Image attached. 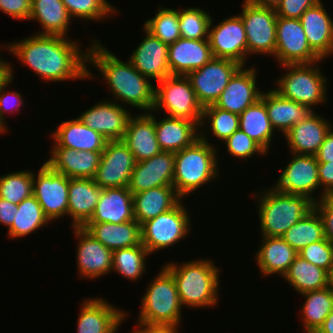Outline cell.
<instances>
[{"label": "cell", "mask_w": 333, "mask_h": 333, "mask_svg": "<svg viewBox=\"0 0 333 333\" xmlns=\"http://www.w3.org/2000/svg\"><path fill=\"white\" fill-rule=\"evenodd\" d=\"M78 42L65 36L33 34L5 46L3 44V47L43 81L61 83L95 76L87 66L88 48L84 50Z\"/></svg>", "instance_id": "obj_1"}, {"label": "cell", "mask_w": 333, "mask_h": 333, "mask_svg": "<svg viewBox=\"0 0 333 333\" xmlns=\"http://www.w3.org/2000/svg\"><path fill=\"white\" fill-rule=\"evenodd\" d=\"M91 42L87 49L88 65H94L102 74L109 86L107 89L113 95L112 101L138 108L145 113L152 111L155 103L154 81L138 72L128 59L126 62L118 59L108 48L103 47L100 43L102 41L94 39Z\"/></svg>", "instance_id": "obj_2"}, {"label": "cell", "mask_w": 333, "mask_h": 333, "mask_svg": "<svg viewBox=\"0 0 333 333\" xmlns=\"http://www.w3.org/2000/svg\"><path fill=\"white\" fill-rule=\"evenodd\" d=\"M173 276L182 306L207 308L215 306L220 295V270L211 259L174 261L163 265Z\"/></svg>", "instance_id": "obj_3"}, {"label": "cell", "mask_w": 333, "mask_h": 333, "mask_svg": "<svg viewBox=\"0 0 333 333\" xmlns=\"http://www.w3.org/2000/svg\"><path fill=\"white\" fill-rule=\"evenodd\" d=\"M206 134L201 129L199 139L175 153L173 187L182 199L221 176L218 151Z\"/></svg>", "instance_id": "obj_4"}, {"label": "cell", "mask_w": 333, "mask_h": 333, "mask_svg": "<svg viewBox=\"0 0 333 333\" xmlns=\"http://www.w3.org/2000/svg\"><path fill=\"white\" fill-rule=\"evenodd\" d=\"M263 188L262 193L252 194L259 202L256 208L262 237H282L314 209V202L306 196L286 194L274 187Z\"/></svg>", "instance_id": "obj_5"}, {"label": "cell", "mask_w": 333, "mask_h": 333, "mask_svg": "<svg viewBox=\"0 0 333 333\" xmlns=\"http://www.w3.org/2000/svg\"><path fill=\"white\" fill-rule=\"evenodd\" d=\"M145 290L136 324L179 328L183 306L172 274L163 266Z\"/></svg>", "instance_id": "obj_6"}, {"label": "cell", "mask_w": 333, "mask_h": 333, "mask_svg": "<svg viewBox=\"0 0 333 333\" xmlns=\"http://www.w3.org/2000/svg\"><path fill=\"white\" fill-rule=\"evenodd\" d=\"M322 61L309 64L281 65L283 75L275 80L277 88H272L280 96L310 107L314 110L317 105H324L327 96V77L324 76L321 66ZM285 74V75H284Z\"/></svg>", "instance_id": "obj_7"}, {"label": "cell", "mask_w": 333, "mask_h": 333, "mask_svg": "<svg viewBox=\"0 0 333 333\" xmlns=\"http://www.w3.org/2000/svg\"><path fill=\"white\" fill-rule=\"evenodd\" d=\"M157 84L159 85H155L154 112L164 110L168 117L191 120L200 126L203 107L186 76L171 75Z\"/></svg>", "instance_id": "obj_8"}, {"label": "cell", "mask_w": 333, "mask_h": 333, "mask_svg": "<svg viewBox=\"0 0 333 333\" xmlns=\"http://www.w3.org/2000/svg\"><path fill=\"white\" fill-rule=\"evenodd\" d=\"M183 201L182 199L171 210L141 224V241L150 255L172 247L190 235V212Z\"/></svg>", "instance_id": "obj_9"}, {"label": "cell", "mask_w": 333, "mask_h": 333, "mask_svg": "<svg viewBox=\"0 0 333 333\" xmlns=\"http://www.w3.org/2000/svg\"><path fill=\"white\" fill-rule=\"evenodd\" d=\"M242 13L238 14L244 24L247 37V59L250 55H275L276 19L275 8L260 7L244 0Z\"/></svg>", "instance_id": "obj_10"}, {"label": "cell", "mask_w": 333, "mask_h": 333, "mask_svg": "<svg viewBox=\"0 0 333 333\" xmlns=\"http://www.w3.org/2000/svg\"><path fill=\"white\" fill-rule=\"evenodd\" d=\"M33 196L50 222L68 215L69 177L54 171L46 162L33 173Z\"/></svg>", "instance_id": "obj_11"}, {"label": "cell", "mask_w": 333, "mask_h": 333, "mask_svg": "<svg viewBox=\"0 0 333 333\" xmlns=\"http://www.w3.org/2000/svg\"><path fill=\"white\" fill-rule=\"evenodd\" d=\"M242 65L229 59L212 58L201 68L189 72L190 80L198 102L206 107L219 99L233 75Z\"/></svg>", "instance_id": "obj_12"}, {"label": "cell", "mask_w": 333, "mask_h": 333, "mask_svg": "<svg viewBox=\"0 0 333 333\" xmlns=\"http://www.w3.org/2000/svg\"><path fill=\"white\" fill-rule=\"evenodd\" d=\"M274 59L280 65L309 64L322 59L311 49L300 19L277 16Z\"/></svg>", "instance_id": "obj_13"}, {"label": "cell", "mask_w": 333, "mask_h": 333, "mask_svg": "<svg viewBox=\"0 0 333 333\" xmlns=\"http://www.w3.org/2000/svg\"><path fill=\"white\" fill-rule=\"evenodd\" d=\"M291 158L272 187L286 194L306 196L316 203L314 192L320 188L318 160L315 155L294 153Z\"/></svg>", "instance_id": "obj_14"}, {"label": "cell", "mask_w": 333, "mask_h": 333, "mask_svg": "<svg viewBox=\"0 0 333 333\" xmlns=\"http://www.w3.org/2000/svg\"><path fill=\"white\" fill-rule=\"evenodd\" d=\"M209 25L208 40L214 58L229 59L246 67L247 37L241 17L236 14L216 26Z\"/></svg>", "instance_id": "obj_15"}, {"label": "cell", "mask_w": 333, "mask_h": 333, "mask_svg": "<svg viewBox=\"0 0 333 333\" xmlns=\"http://www.w3.org/2000/svg\"><path fill=\"white\" fill-rule=\"evenodd\" d=\"M135 157L122 140L107 141L93 178L102 189L128 187Z\"/></svg>", "instance_id": "obj_16"}, {"label": "cell", "mask_w": 333, "mask_h": 333, "mask_svg": "<svg viewBox=\"0 0 333 333\" xmlns=\"http://www.w3.org/2000/svg\"><path fill=\"white\" fill-rule=\"evenodd\" d=\"M78 240L76 259L79 277L97 279L112 270L113 251L106 248L83 227H72Z\"/></svg>", "instance_id": "obj_17"}, {"label": "cell", "mask_w": 333, "mask_h": 333, "mask_svg": "<svg viewBox=\"0 0 333 333\" xmlns=\"http://www.w3.org/2000/svg\"><path fill=\"white\" fill-rule=\"evenodd\" d=\"M117 102L101 101L78 116L87 127L104 136L108 141L122 140L129 118L132 116Z\"/></svg>", "instance_id": "obj_18"}, {"label": "cell", "mask_w": 333, "mask_h": 333, "mask_svg": "<svg viewBox=\"0 0 333 333\" xmlns=\"http://www.w3.org/2000/svg\"><path fill=\"white\" fill-rule=\"evenodd\" d=\"M256 70L255 66L250 68L242 66L230 79L214 105L240 115L246 108L255 104L262 94L257 87Z\"/></svg>", "instance_id": "obj_19"}, {"label": "cell", "mask_w": 333, "mask_h": 333, "mask_svg": "<svg viewBox=\"0 0 333 333\" xmlns=\"http://www.w3.org/2000/svg\"><path fill=\"white\" fill-rule=\"evenodd\" d=\"M175 153L161 151L155 156L136 162L129 190L136 194L159 186H173Z\"/></svg>", "instance_id": "obj_20"}, {"label": "cell", "mask_w": 333, "mask_h": 333, "mask_svg": "<svg viewBox=\"0 0 333 333\" xmlns=\"http://www.w3.org/2000/svg\"><path fill=\"white\" fill-rule=\"evenodd\" d=\"M145 38L128 58L143 76L156 82L171 76L168 64V45L153 36L144 27Z\"/></svg>", "instance_id": "obj_21"}, {"label": "cell", "mask_w": 333, "mask_h": 333, "mask_svg": "<svg viewBox=\"0 0 333 333\" xmlns=\"http://www.w3.org/2000/svg\"><path fill=\"white\" fill-rule=\"evenodd\" d=\"M152 112V113H151ZM132 115L127 123L123 143L133 153L136 162L149 159L161 152L155 132V113Z\"/></svg>", "instance_id": "obj_22"}, {"label": "cell", "mask_w": 333, "mask_h": 333, "mask_svg": "<svg viewBox=\"0 0 333 333\" xmlns=\"http://www.w3.org/2000/svg\"><path fill=\"white\" fill-rule=\"evenodd\" d=\"M45 160L54 171L69 178L93 179L100 163L102 151H78L72 148L52 147Z\"/></svg>", "instance_id": "obj_23"}, {"label": "cell", "mask_w": 333, "mask_h": 333, "mask_svg": "<svg viewBox=\"0 0 333 333\" xmlns=\"http://www.w3.org/2000/svg\"><path fill=\"white\" fill-rule=\"evenodd\" d=\"M320 0L300 17L311 49L321 58L333 54V19Z\"/></svg>", "instance_id": "obj_24"}, {"label": "cell", "mask_w": 333, "mask_h": 333, "mask_svg": "<svg viewBox=\"0 0 333 333\" xmlns=\"http://www.w3.org/2000/svg\"><path fill=\"white\" fill-rule=\"evenodd\" d=\"M82 302L77 318V333H108L126 314L129 316L103 297H92Z\"/></svg>", "instance_id": "obj_25"}, {"label": "cell", "mask_w": 333, "mask_h": 333, "mask_svg": "<svg viewBox=\"0 0 333 333\" xmlns=\"http://www.w3.org/2000/svg\"><path fill=\"white\" fill-rule=\"evenodd\" d=\"M213 58L208 39L193 40L179 38L168 45V64L171 75L186 76Z\"/></svg>", "instance_id": "obj_26"}, {"label": "cell", "mask_w": 333, "mask_h": 333, "mask_svg": "<svg viewBox=\"0 0 333 333\" xmlns=\"http://www.w3.org/2000/svg\"><path fill=\"white\" fill-rule=\"evenodd\" d=\"M331 127L330 120L314 111L306 119L292 126L284 138L291 153L315 155Z\"/></svg>", "instance_id": "obj_27"}, {"label": "cell", "mask_w": 333, "mask_h": 333, "mask_svg": "<svg viewBox=\"0 0 333 333\" xmlns=\"http://www.w3.org/2000/svg\"><path fill=\"white\" fill-rule=\"evenodd\" d=\"M134 218L133 194L128 187L102 189L87 223H125Z\"/></svg>", "instance_id": "obj_28"}, {"label": "cell", "mask_w": 333, "mask_h": 333, "mask_svg": "<svg viewBox=\"0 0 333 333\" xmlns=\"http://www.w3.org/2000/svg\"><path fill=\"white\" fill-rule=\"evenodd\" d=\"M53 147L80 151H103L108 141L104 136L83 124L78 117L63 121L50 133Z\"/></svg>", "instance_id": "obj_29"}, {"label": "cell", "mask_w": 333, "mask_h": 333, "mask_svg": "<svg viewBox=\"0 0 333 333\" xmlns=\"http://www.w3.org/2000/svg\"><path fill=\"white\" fill-rule=\"evenodd\" d=\"M200 127L196 122L182 118H155V132L161 151H181L200 138Z\"/></svg>", "instance_id": "obj_30"}, {"label": "cell", "mask_w": 333, "mask_h": 333, "mask_svg": "<svg viewBox=\"0 0 333 333\" xmlns=\"http://www.w3.org/2000/svg\"><path fill=\"white\" fill-rule=\"evenodd\" d=\"M102 191L91 178H69L68 216L71 227H83L94 213Z\"/></svg>", "instance_id": "obj_31"}, {"label": "cell", "mask_w": 333, "mask_h": 333, "mask_svg": "<svg viewBox=\"0 0 333 333\" xmlns=\"http://www.w3.org/2000/svg\"><path fill=\"white\" fill-rule=\"evenodd\" d=\"M260 99L265 103L269 120L276 131L285 135L292 126L306 119L315 110L280 96L273 89L262 92Z\"/></svg>", "instance_id": "obj_32"}, {"label": "cell", "mask_w": 333, "mask_h": 333, "mask_svg": "<svg viewBox=\"0 0 333 333\" xmlns=\"http://www.w3.org/2000/svg\"><path fill=\"white\" fill-rule=\"evenodd\" d=\"M261 239L260 248L254 255L261 275L268 277L277 274L282 278L298 253L282 237Z\"/></svg>", "instance_id": "obj_33"}, {"label": "cell", "mask_w": 333, "mask_h": 333, "mask_svg": "<svg viewBox=\"0 0 333 333\" xmlns=\"http://www.w3.org/2000/svg\"><path fill=\"white\" fill-rule=\"evenodd\" d=\"M83 228L111 251L142 244L141 225L136 220L120 224L86 223Z\"/></svg>", "instance_id": "obj_34"}, {"label": "cell", "mask_w": 333, "mask_h": 333, "mask_svg": "<svg viewBox=\"0 0 333 333\" xmlns=\"http://www.w3.org/2000/svg\"><path fill=\"white\" fill-rule=\"evenodd\" d=\"M181 200L173 186H159L133 194L134 218L141 225L171 210Z\"/></svg>", "instance_id": "obj_35"}, {"label": "cell", "mask_w": 333, "mask_h": 333, "mask_svg": "<svg viewBox=\"0 0 333 333\" xmlns=\"http://www.w3.org/2000/svg\"><path fill=\"white\" fill-rule=\"evenodd\" d=\"M30 21H38L43 31L38 35L68 36L71 17L62 0H31Z\"/></svg>", "instance_id": "obj_36"}, {"label": "cell", "mask_w": 333, "mask_h": 333, "mask_svg": "<svg viewBox=\"0 0 333 333\" xmlns=\"http://www.w3.org/2000/svg\"><path fill=\"white\" fill-rule=\"evenodd\" d=\"M239 129L256 141L267 153L269 152L275 130L269 120L265 103L261 99L239 115Z\"/></svg>", "instance_id": "obj_37"}, {"label": "cell", "mask_w": 333, "mask_h": 333, "mask_svg": "<svg viewBox=\"0 0 333 333\" xmlns=\"http://www.w3.org/2000/svg\"><path fill=\"white\" fill-rule=\"evenodd\" d=\"M328 276L326 270L297 255L282 278L294 288L295 292L302 294L328 287Z\"/></svg>", "instance_id": "obj_38"}, {"label": "cell", "mask_w": 333, "mask_h": 333, "mask_svg": "<svg viewBox=\"0 0 333 333\" xmlns=\"http://www.w3.org/2000/svg\"><path fill=\"white\" fill-rule=\"evenodd\" d=\"M305 303L300 312L305 333H315L333 310V291L325 287L300 294Z\"/></svg>", "instance_id": "obj_39"}, {"label": "cell", "mask_w": 333, "mask_h": 333, "mask_svg": "<svg viewBox=\"0 0 333 333\" xmlns=\"http://www.w3.org/2000/svg\"><path fill=\"white\" fill-rule=\"evenodd\" d=\"M13 224L7 228L8 237L22 238L50 223L37 199L32 195L17 206Z\"/></svg>", "instance_id": "obj_40"}, {"label": "cell", "mask_w": 333, "mask_h": 333, "mask_svg": "<svg viewBox=\"0 0 333 333\" xmlns=\"http://www.w3.org/2000/svg\"><path fill=\"white\" fill-rule=\"evenodd\" d=\"M282 238L299 253L304 247L325 238L323 222L313 209L305 217L287 230Z\"/></svg>", "instance_id": "obj_41"}, {"label": "cell", "mask_w": 333, "mask_h": 333, "mask_svg": "<svg viewBox=\"0 0 333 333\" xmlns=\"http://www.w3.org/2000/svg\"><path fill=\"white\" fill-rule=\"evenodd\" d=\"M150 255L148 250L139 244L130 248H123L113 251L112 271L120 273L122 277L131 280L141 279L146 272V258Z\"/></svg>", "instance_id": "obj_42"}, {"label": "cell", "mask_w": 333, "mask_h": 333, "mask_svg": "<svg viewBox=\"0 0 333 333\" xmlns=\"http://www.w3.org/2000/svg\"><path fill=\"white\" fill-rule=\"evenodd\" d=\"M155 17L148 18L143 27L163 43L170 45L176 42L180 36L179 10L173 8L158 7Z\"/></svg>", "instance_id": "obj_43"}, {"label": "cell", "mask_w": 333, "mask_h": 333, "mask_svg": "<svg viewBox=\"0 0 333 333\" xmlns=\"http://www.w3.org/2000/svg\"><path fill=\"white\" fill-rule=\"evenodd\" d=\"M199 127L200 129L203 127V131L208 127V129L211 128V134L224 142L233 132L239 129V115L212 104L203 107L202 121Z\"/></svg>", "instance_id": "obj_44"}, {"label": "cell", "mask_w": 333, "mask_h": 333, "mask_svg": "<svg viewBox=\"0 0 333 333\" xmlns=\"http://www.w3.org/2000/svg\"><path fill=\"white\" fill-rule=\"evenodd\" d=\"M32 195V171L22 170L0 176V198L18 205Z\"/></svg>", "instance_id": "obj_45"}, {"label": "cell", "mask_w": 333, "mask_h": 333, "mask_svg": "<svg viewBox=\"0 0 333 333\" xmlns=\"http://www.w3.org/2000/svg\"><path fill=\"white\" fill-rule=\"evenodd\" d=\"M71 19L99 22L117 13L108 0H62Z\"/></svg>", "instance_id": "obj_46"}, {"label": "cell", "mask_w": 333, "mask_h": 333, "mask_svg": "<svg viewBox=\"0 0 333 333\" xmlns=\"http://www.w3.org/2000/svg\"><path fill=\"white\" fill-rule=\"evenodd\" d=\"M212 16L200 7H188L179 10V29L181 38L208 39Z\"/></svg>", "instance_id": "obj_47"}, {"label": "cell", "mask_w": 333, "mask_h": 333, "mask_svg": "<svg viewBox=\"0 0 333 333\" xmlns=\"http://www.w3.org/2000/svg\"><path fill=\"white\" fill-rule=\"evenodd\" d=\"M11 62H7L5 60V73L0 75V125L7 130V124L5 114H9L11 111L18 112L20 107L24 106L23 98L21 93L16 91H6L9 85L12 84L13 81V67L11 66ZM10 108H13L10 110ZM15 109V110H14ZM7 112V113H6Z\"/></svg>", "instance_id": "obj_48"}, {"label": "cell", "mask_w": 333, "mask_h": 333, "mask_svg": "<svg viewBox=\"0 0 333 333\" xmlns=\"http://www.w3.org/2000/svg\"><path fill=\"white\" fill-rule=\"evenodd\" d=\"M227 153L236 157L237 159L247 162L249 158L258 154L259 156H266L268 153L253 139H251L245 132L238 129L233 132L225 141Z\"/></svg>", "instance_id": "obj_49"}, {"label": "cell", "mask_w": 333, "mask_h": 333, "mask_svg": "<svg viewBox=\"0 0 333 333\" xmlns=\"http://www.w3.org/2000/svg\"><path fill=\"white\" fill-rule=\"evenodd\" d=\"M298 255L315 266L323 268L328 273L333 267V244L326 238L307 245Z\"/></svg>", "instance_id": "obj_50"}, {"label": "cell", "mask_w": 333, "mask_h": 333, "mask_svg": "<svg viewBox=\"0 0 333 333\" xmlns=\"http://www.w3.org/2000/svg\"><path fill=\"white\" fill-rule=\"evenodd\" d=\"M320 0H281L276 6L277 16L300 19L301 15Z\"/></svg>", "instance_id": "obj_51"}, {"label": "cell", "mask_w": 333, "mask_h": 333, "mask_svg": "<svg viewBox=\"0 0 333 333\" xmlns=\"http://www.w3.org/2000/svg\"><path fill=\"white\" fill-rule=\"evenodd\" d=\"M314 209L320 215L325 238L333 244V195H326L314 203Z\"/></svg>", "instance_id": "obj_52"}, {"label": "cell", "mask_w": 333, "mask_h": 333, "mask_svg": "<svg viewBox=\"0 0 333 333\" xmlns=\"http://www.w3.org/2000/svg\"><path fill=\"white\" fill-rule=\"evenodd\" d=\"M0 11L18 20H29L31 0H0Z\"/></svg>", "instance_id": "obj_53"}, {"label": "cell", "mask_w": 333, "mask_h": 333, "mask_svg": "<svg viewBox=\"0 0 333 333\" xmlns=\"http://www.w3.org/2000/svg\"><path fill=\"white\" fill-rule=\"evenodd\" d=\"M319 169V182L321 187V194L317 195L320 200L326 195H333V160L327 163H318Z\"/></svg>", "instance_id": "obj_54"}, {"label": "cell", "mask_w": 333, "mask_h": 333, "mask_svg": "<svg viewBox=\"0 0 333 333\" xmlns=\"http://www.w3.org/2000/svg\"><path fill=\"white\" fill-rule=\"evenodd\" d=\"M318 163H327L333 160V126L327 132L324 142L315 154Z\"/></svg>", "instance_id": "obj_55"}, {"label": "cell", "mask_w": 333, "mask_h": 333, "mask_svg": "<svg viewBox=\"0 0 333 333\" xmlns=\"http://www.w3.org/2000/svg\"><path fill=\"white\" fill-rule=\"evenodd\" d=\"M17 206L0 198V224L8 228L13 224L15 215L18 212Z\"/></svg>", "instance_id": "obj_56"}, {"label": "cell", "mask_w": 333, "mask_h": 333, "mask_svg": "<svg viewBox=\"0 0 333 333\" xmlns=\"http://www.w3.org/2000/svg\"><path fill=\"white\" fill-rule=\"evenodd\" d=\"M137 331L139 333H179L178 328L174 327H149L143 325H137Z\"/></svg>", "instance_id": "obj_57"}, {"label": "cell", "mask_w": 333, "mask_h": 333, "mask_svg": "<svg viewBox=\"0 0 333 333\" xmlns=\"http://www.w3.org/2000/svg\"><path fill=\"white\" fill-rule=\"evenodd\" d=\"M315 333H333V310Z\"/></svg>", "instance_id": "obj_58"}, {"label": "cell", "mask_w": 333, "mask_h": 333, "mask_svg": "<svg viewBox=\"0 0 333 333\" xmlns=\"http://www.w3.org/2000/svg\"><path fill=\"white\" fill-rule=\"evenodd\" d=\"M245 1L255 6L276 8V6L280 3L281 0H245Z\"/></svg>", "instance_id": "obj_59"}, {"label": "cell", "mask_w": 333, "mask_h": 333, "mask_svg": "<svg viewBox=\"0 0 333 333\" xmlns=\"http://www.w3.org/2000/svg\"><path fill=\"white\" fill-rule=\"evenodd\" d=\"M328 286L331 288V290L333 291V267L329 272V276H328Z\"/></svg>", "instance_id": "obj_60"}, {"label": "cell", "mask_w": 333, "mask_h": 333, "mask_svg": "<svg viewBox=\"0 0 333 333\" xmlns=\"http://www.w3.org/2000/svg\"><path fill=\"white\" fill-rule=\"evenodd\" d=\"M126 317H128L127 315L111 330V331H109L108 333H117V331L118 330H120V329H118L120 326H121V324L125 321V319H126ZM124 320V321H123Z\"/></svg>", "instance_id": "obj_61"}, {"label": "cell", "mask_w": 333, "mask_h": 333, "mask_svg": "<svg viewBox=\"0 0 333 333\" xmlns=\"http://www.w3.org/2000/svg\"><path fill=\"white\" fill-rule=\"evenodd\" d=\"M0 68H5V60L0 55Z\"/></svg>", "instance_id": "obj_62"}, {"label": "cell", "mask_w": 333, "mask_h": 333, "mask_svg": "<svg viewBox=\"0 0 333 333\" xmlns=\"http://www.w3.org/2000/svg\"><path fill=\"white\" fill-rule=\"evenodd\" d=\"M4 132H8L6 129H4L1 125H0V134L3 135Z\"/></svg>", "instance_id": "obj_63"}, {"label": "cell", "mask_w": 333, "mask_h": 333, "mask_svg": "<svg viewBox=\"0 0 333 333\" xmlns=\"http://www.w3.org/2000/svg\"><path fill=\"white\" fill-rule=\"evenodd\" d=\"M5 73V68H0V75Z\"/></svg>", "instance_id": "obj_64"}, {"label": "cell", "mask_w": 333, "mask_h": 333, "mask_svg": "<svg viewBox=\"0 0 333 333\" xmlns=\"http://www.w3.org/2000/svg\"><path fill=\"white\" fill-rule=\"evenodd\" d=\"M131 333H139L136 329H134V331L133 332H131Z\"/></svg>", "instance_id": "obj_65"}]
</instances>
